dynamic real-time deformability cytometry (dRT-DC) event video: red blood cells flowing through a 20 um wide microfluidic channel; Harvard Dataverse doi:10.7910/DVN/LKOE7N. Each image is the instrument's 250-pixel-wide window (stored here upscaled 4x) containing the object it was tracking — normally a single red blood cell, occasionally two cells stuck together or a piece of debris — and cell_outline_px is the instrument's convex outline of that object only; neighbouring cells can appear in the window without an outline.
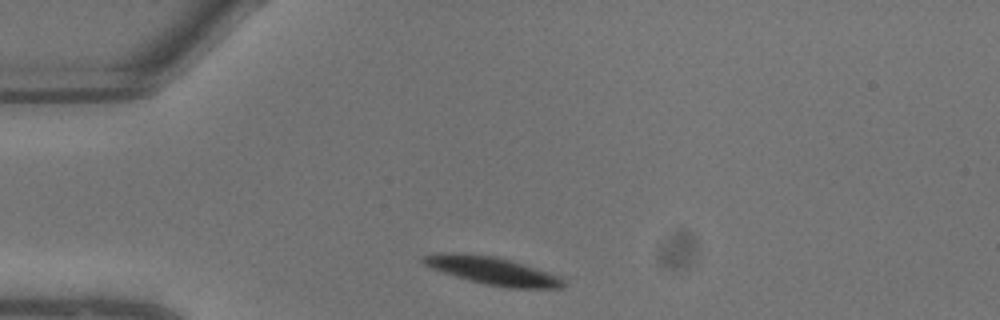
{"species": "common noctule bat (a hibernating species)", "species_latin": "Nyctalus noctula", "temperature_condition": "warm", "stored_images_in_passage": 5, "camera_frame_rate_fps": 3000, "um_per_image_px": 0.085, "animal": {"sex": "male", "body_mass_g": 13.3}, "frame": {"image": 1, "passage_image": 1, "time_ms": 0.0, "image_size_px": [1000, 320], "cell_outline_px": [[564, 284], [560, 288], [508, 288], [484, 284], [468, 280], [432, 268], [424, 264], [420, 260], [420, 256], [448, 252], [452, 252], [492, 256], [508, 260], [548, 272], [564, 280]], "centroid_in_image_um": [41.8, 23.02], "position_along_channel_um": 43.2, "area_um2": 22.2}}
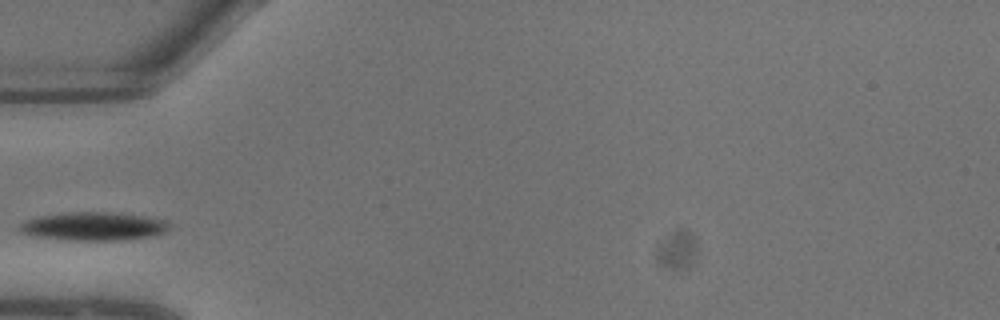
{"frame": {"image": 2, "passage_image": 3, "time_ms": 0.667, "image_size_px": [1000, 320], "cell_outline_px": [[168, 228], [164, 232], [152, 236], [120, 240], [72, 240], [40, 236], [20, 232], [16, 228], [24, 220], [40, 216], [72, 212], [112, 212], [148, 216], [164, 220], [168, 224]], "centroid_in_image_um": [7.95, 19.22], "position_along_channel_um": 77.0, "area_um2": 24.51}}